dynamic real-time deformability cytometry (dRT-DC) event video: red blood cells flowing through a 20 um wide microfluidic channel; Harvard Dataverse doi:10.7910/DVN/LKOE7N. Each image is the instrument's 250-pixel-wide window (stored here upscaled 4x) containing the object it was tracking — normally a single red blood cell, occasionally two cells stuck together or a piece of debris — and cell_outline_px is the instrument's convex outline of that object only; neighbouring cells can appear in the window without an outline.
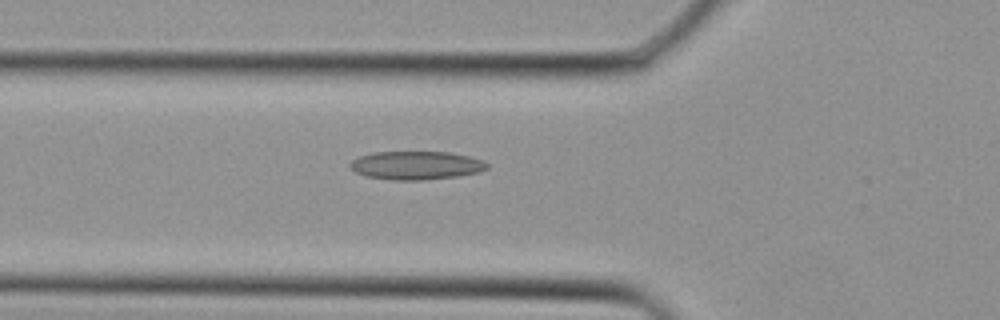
{"species": "Egyptian fruit bat (a non-hibernating species)", "species_latin": "Rousettus aegyptiacus", "temperature_condition": "cold", "stored_images_in_passage": 36, "camera_frame_rate_fps": 3000, "um_per_image_px": 0.085, "animal": {"sex": "female"}, "frame": {"image": 1, "passage_image": 13, "time_ms": 4.0, "image_size_px": [1000, 320], "cell_outline_px": [[488, 168], [480, 172], [460, 176], [424, 180], [392, 180], [364, 176], [356, 172], [348, 164], [352, 160], [360, 156], [372, 152], [448, 152], [468, 156], [484, 160], [488, 164]], "centroid_in_image_um": [35.39, 14.06], "position_along_channel_um": 90.4, "area_um2": 22.83}}
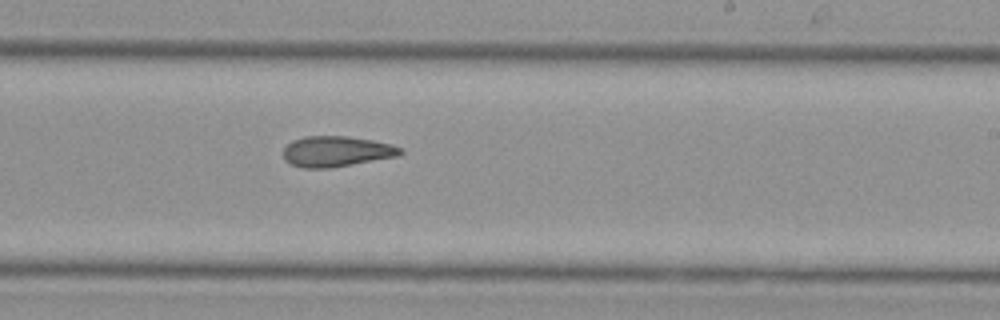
{"frame": {"image": 2, "passage_image": 22, "time_ms": 7.0, "image_size_px": [1000, 320], "cell_outline_px": [[404, 152], [400, 156], [328, 168], [304, 168], [292, 164], [284, 160], [284, 148], [292, 140], [304, 136], [348, 136], [372, 140], [392, 144], [404, 148]], "centroid_in_image_um": [28.64, 12.86], "position_along_channel_um": 260.4, "area_um2": 20.98}}
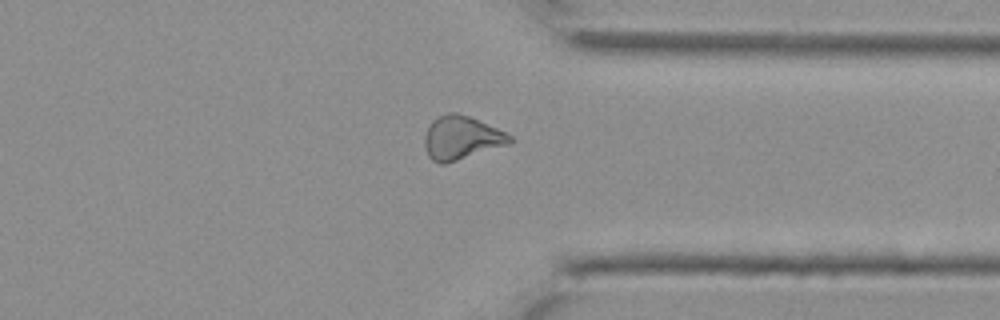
{"frame": {"image": 3, "passage_image": 28, "time_ms": 9.0, "image_size_px": [1000, 320], "cell_outline_px": [[512, 144], [444, 164], [440, 164], [432, 160], [428, 156], [424, 144], [424, 136], [432, 120], [448, 112], [456, 112], [468, 116], [496, 128], [512, 136]], "centroid_in_image_um": [39.22, 11.73], "position_along_channel_um": 372.2, "area_um2": 21.56}}